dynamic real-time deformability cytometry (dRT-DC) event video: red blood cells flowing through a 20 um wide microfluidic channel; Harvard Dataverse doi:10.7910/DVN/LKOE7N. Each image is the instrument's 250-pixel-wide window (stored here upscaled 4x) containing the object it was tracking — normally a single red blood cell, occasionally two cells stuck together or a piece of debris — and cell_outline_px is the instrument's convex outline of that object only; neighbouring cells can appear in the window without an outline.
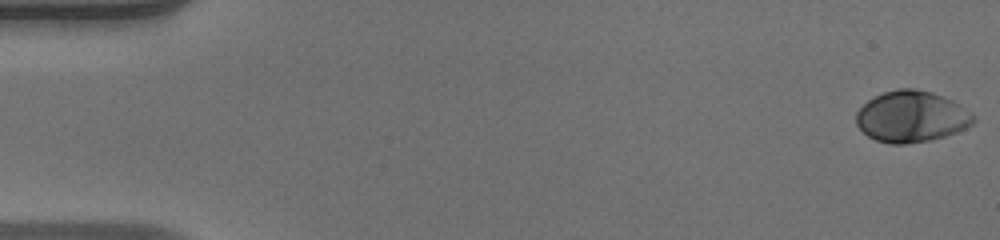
{"species": "human", "species_latin": "Homo sapiens", "temperature_condition": "warm", "stored_images_in_passage": 50, "camera_frame_rate_fps": 3000, "um_per_image_px": 0.085, "donor": {"sex": "male"}, "frame": {"image": 1, "passage_image": 1, "time_ms": 0.0, "image_size_px": [1000, 240], "cell_outline_px": [[976, 120], [972, 124], [956, 132], [944, 136], [928, 140], [904, 144], [892, 144], [876, 140], [868, 136], [856, 124], [856, 112], [868, 100], [884, 92], [896, 88], [916, 88], [932, 92], [952, 100], [960, 104], [976, 116]], "centroid_in_image_um": [77.48, 9.9], "position_along_channel_um": 7.5, "area_um2": 34.97}}
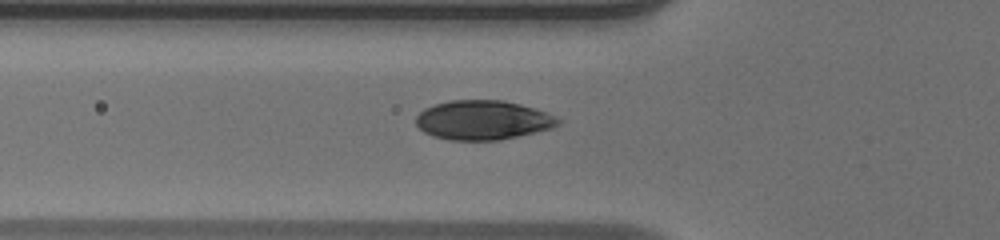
{"frame": {"image": 2, "passage_image": 18, "time_ms": 5.667, "image_size_px": [1000, 240], "cell_outline_px": [[560, 124], [552, 128], [536, 132], [500, 140], [448, 140], [432, 136], [424, 132], [416, 124], [416, 116], [424, 108], [432, 104], [448, 100], [504, 100], [520, 104], [548, 112], [556, 116], [560, 120]], "centroid_in_image_um": [41.04, 10.2], "position_along_channel_um": 84.8, "area_um2": 32.89}}
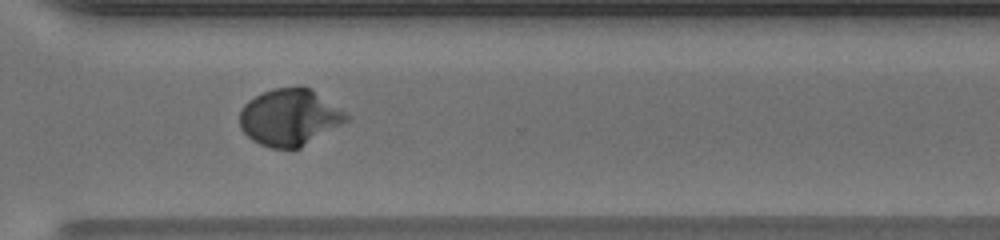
{"frame": {"image": 3, "passage_image": 37, "time_ms": 12.0, "image_size_px": [1000, 240], "cell_outline_px": [[352, 116], [348, 120], [300, 148], [272, 148], [260, 144], [252, 140], [240, 128], [240, 112], [244, 104], [248, 100], [272, 88], [300, 84], [308, 88]], "centroid_in_image_um": [24.6, 9.95], "position_along_channel_um": 346.0, "area_um2": 35.14}, "authors_computed_cell_mechanics": {"area_um2": 33.9864, "velocity_mm_per_s": 4.1209, "shape_relaxation_time_tau1_ms": 2.7898, "shape_relaxation_time_tau2_ms": null, "deformation_change_tau1": 0.1787, "deformation_change_tau2": null}}